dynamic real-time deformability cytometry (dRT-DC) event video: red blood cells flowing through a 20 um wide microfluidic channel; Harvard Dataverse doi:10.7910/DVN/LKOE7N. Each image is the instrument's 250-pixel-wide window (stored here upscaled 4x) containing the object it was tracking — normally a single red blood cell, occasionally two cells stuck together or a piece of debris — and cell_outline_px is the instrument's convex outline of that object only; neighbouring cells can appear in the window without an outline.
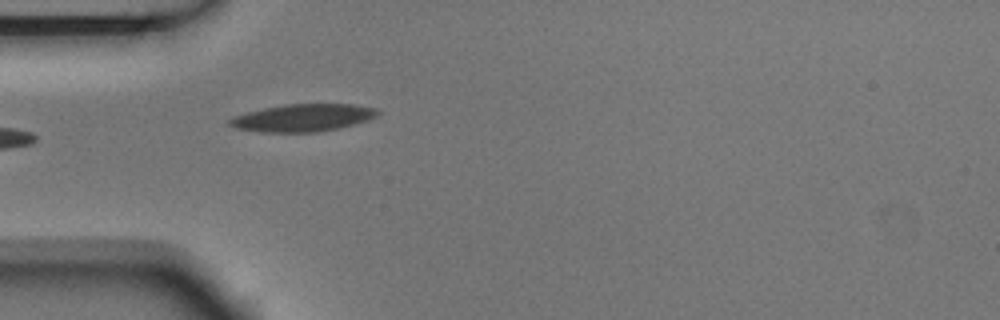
{"species": "Egyptian fruit bat (a non-hibernating species)", "species_latin": "Rousettus aegyptiacus", "temperature_condition": "room temperature", "stored_images_in_passage": 3, "camera_frame_rate_fps": 3000, "um_per_image_px": 0.085, "animal": {"sex": "male"}, "frame": {"image": 1, "passage_image": 3, "time_ms": 0.667, "image_size_px": [1000, 320], "cell_outline_px": [[380, 112], [376, 116], [368, 120], [336, 128], [316, 132], [260, 132], [236, 128], [228, 124], [228, 120], [236, 116], [248, 112], [264, 108], [284, 104], [352, 104], [376, 108]], "centroid_in_image_um": [25.74, 10.0], "position_along_channel_um": 59.3, "area_um2": 23.41}}